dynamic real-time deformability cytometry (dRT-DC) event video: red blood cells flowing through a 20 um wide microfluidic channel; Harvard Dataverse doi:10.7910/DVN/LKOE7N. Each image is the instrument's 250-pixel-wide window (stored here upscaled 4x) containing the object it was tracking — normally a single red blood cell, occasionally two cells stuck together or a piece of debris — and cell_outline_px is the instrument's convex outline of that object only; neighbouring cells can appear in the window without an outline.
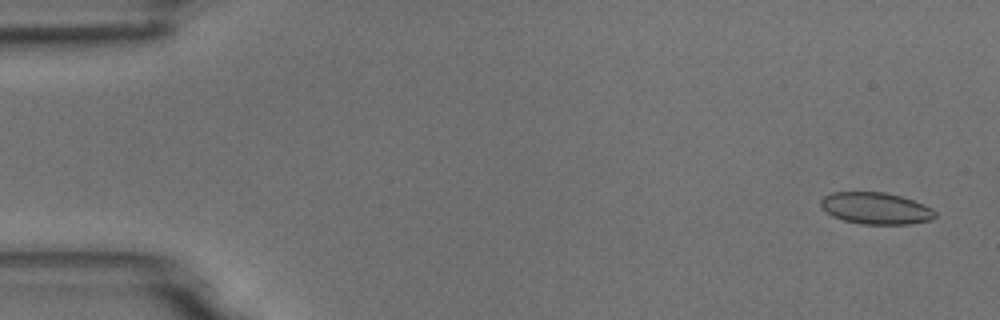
{"species": "common noctule bat (a hibernating species)", "species_latin": "Nyctalus noctula", "temperature_condition": "room temperature", "stored_images_in_passage": 6, "camera_frame_rate_fps": 3000, "um_per_image_px": 0.085, "animal": {"sex": "male", "body_mass_g": 18.8}, "frame": {"image": 1, "passage_image": 1, "time_ms": 0.0, "image_size_px": [1000, 320], "cell_outline_px": [[936, 216], [932, 220], [912, 224], [860, 224], [844, 220], [832, 216], [824, 212], [820, 204], [820, 200], [824, 196], [832, 192], [884, 192], [900, 196], [924, 204], [932, 208], [936, 212]], "centroid_in_image_um": [74.44, 17.71], "position_along_channel_um": 10.6, "area_um2": 21.33}}
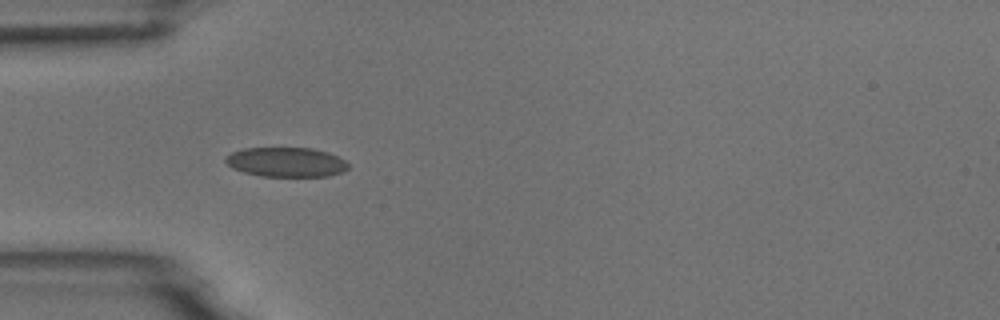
{"frame": {"image": 2, "passage_image": 5, "time_ms": 4.667, "image_size_px": [1000, 320], "cell_outline_px": [[348, 168], [344, 172], [328, 176], [260, 176], [244, 172], [232, 168], [224, 160], [224, 156], [232, 152], [244, 148], [312, 148], [328, 152], [344, 160], [348, 164]], "centroid_in_image_um": [24.31, 13.78], "position_along_channel_um": 60.7, "area_um2": 21.15}}